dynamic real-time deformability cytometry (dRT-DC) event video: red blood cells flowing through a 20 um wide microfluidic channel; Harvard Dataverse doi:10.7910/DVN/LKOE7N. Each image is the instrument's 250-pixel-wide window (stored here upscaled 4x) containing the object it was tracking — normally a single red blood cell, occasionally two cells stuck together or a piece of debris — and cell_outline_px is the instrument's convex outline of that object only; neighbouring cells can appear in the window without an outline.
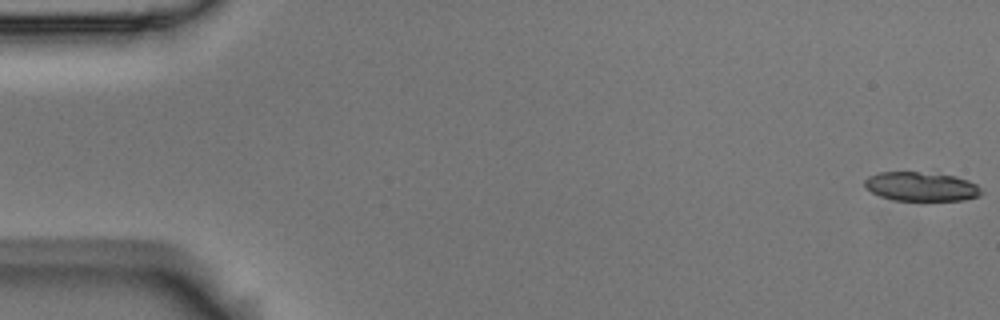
{"species": "Egyptian fruit bat (a non-hibernating species)", "species_latin": "Rousettus aegyptiacus", "temperature_condition": "room temperature", "stored_images_in_passage": 10, "camera_frame_rate_fps": 3000, "um_per_image_px": 0.085, "animal": {"sex": "male"}, "frame": {"image": 1, "passage_image": 1, "time_ms": 0.0, "image_size_px": [1000, 320], "cell_outline_px": [[984, 192], [980, 196], [964, 200], [892, 200], [880, 196], [872, 192], [864, 184], [864, 180], [868, 176], [880, 172], [916, 172], [956, 176], [968, 180], [976, 184]], "centroid_in_image_um": [78.32, 15.86], "position_along_channel_um": 6.7, "area_um2": 19.71}}
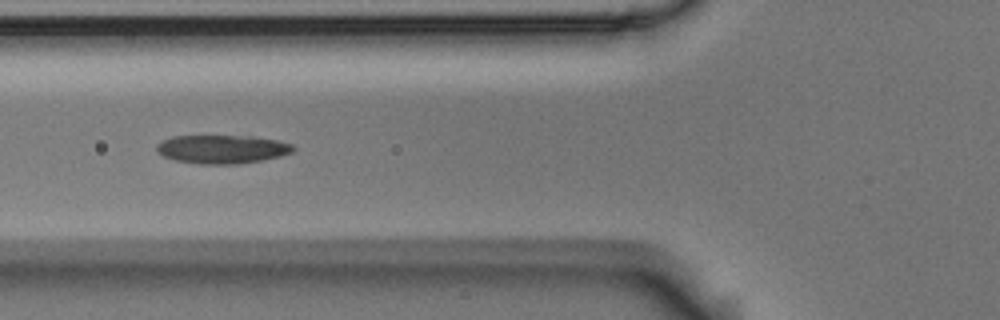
{"frame": {"image": 2, "passage_image": 6, "time_ms": 1.667, "image_size_px": [1000, 320], "cell_outline_px": [[296, 148], [292, 152], [280, 156], [240, 164], [200, 164], [176, 160], [164, 156], [156, 152], [156, 144], [160, 140], [172, 136], [252, 136], [276, 140], [292, 144]], "centroid_in_image_um": [18.85, 12.67], "position_along_channel_um": 107.0, "area_um2": 22.77}}
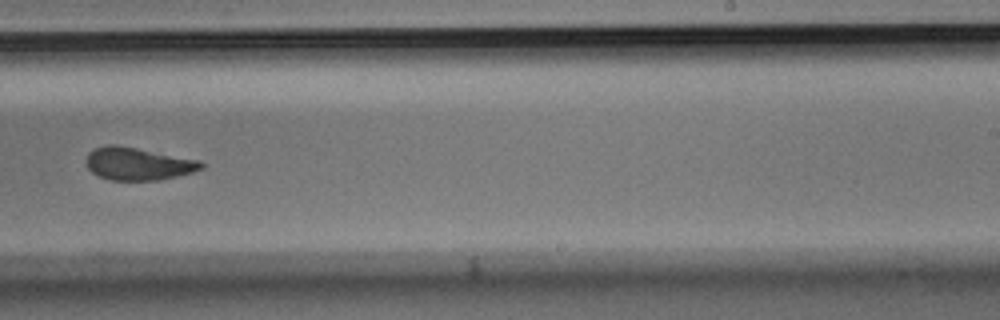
{"frame": {"image": 3, "passage_image": 10, "time_ms": 3.0, "image_size_px": [1000, 320], "cell_outline_px": [[204, 168], [192, 172], [176, 176], [156, 180], [112, 180], [100, 176], [92, 172], [88, 168], [84, 160], [88, 152], [96, 148], [108, 144], [116, 144], [200, 160], [204, 164]], "centroid_in_image_um": [11.71, 13.91], "position_along_channel_um": 277.3, "area_um2": 21.85}}